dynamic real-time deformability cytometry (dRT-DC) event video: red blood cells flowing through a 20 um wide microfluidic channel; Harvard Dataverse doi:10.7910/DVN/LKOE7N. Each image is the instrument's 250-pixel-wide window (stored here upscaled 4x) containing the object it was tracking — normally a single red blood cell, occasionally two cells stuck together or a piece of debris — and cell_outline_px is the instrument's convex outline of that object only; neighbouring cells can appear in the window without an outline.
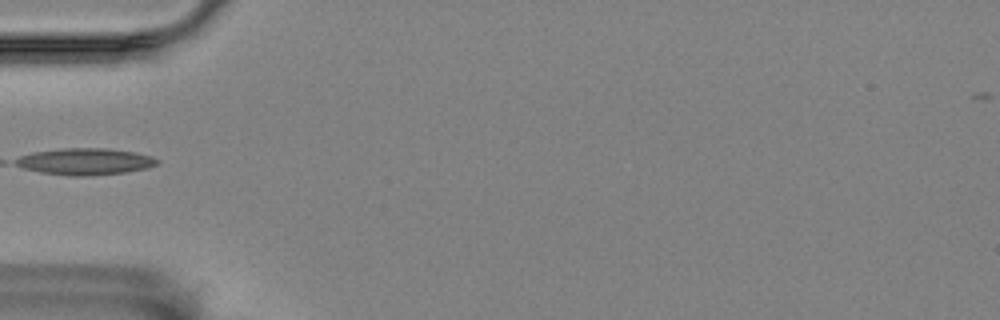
{"species": "Egyptian fruit bat (a non-hibernating species)", "species_latin": "Rousettus aegyptiacus", "temperature_condition": "room temperature", "stored_images_in_passage": 2, "camera_frame_rate_fps": 3000, "um_per_image_px": 0.085, "animal": {"sex": "female"}, "frame": {"image": 1, "passage_image": 1, "time_ms": 0.0, "image_size_px": [1000, 320], "cell_outline_px": [[160, 160], [156, 164], [148, 168], [124, 172], [92, 176], [68, 176], [40, 172], [24, 168], [16, 164], [12, 160], [20, 156], [32, 152], [64, 148], [104, 148], [136, 152], [152, 156]], "centroid_in_image_um": [7.23, 13.73], "position_along_channel_um": 77.8, "area_um2": 22.08}}